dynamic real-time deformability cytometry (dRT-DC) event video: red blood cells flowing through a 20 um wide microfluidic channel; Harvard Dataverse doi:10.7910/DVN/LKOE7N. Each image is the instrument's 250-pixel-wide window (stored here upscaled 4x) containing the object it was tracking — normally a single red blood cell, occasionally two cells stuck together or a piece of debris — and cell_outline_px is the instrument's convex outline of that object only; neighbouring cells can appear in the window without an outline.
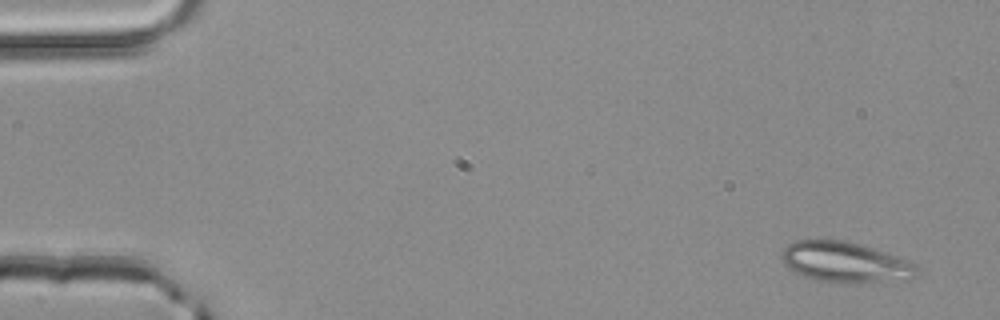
{"species": "common noctule bat (a hibernating species)", "species_latin": "Nyctalus noctula", "temperature_condition": "room temperature", "stored_images_in_passage": 3, "camera_frame_rate_fps": 3000, "um_per_image_px": 0.085, "animal": {"sex": "male", "body_mass_g": 20.4}, "frame": {"image": 1, "passage_image": 1, "time_ms": 0.0, "image_size_px": [1000, 320], "cell_outline_px": [[920, 272], [912, 280], [820, 280], [804, 276], [796, 272], [784, 264], [780, 256], [784, 248], [788, 244], [796, 240], [844, 240], [876, 248], [904, 260], [912, 264]], "centroid_in_image_um": [71.81, 22.23], "position_along_channel_um": 13.2, "area_um2": 30.75}}